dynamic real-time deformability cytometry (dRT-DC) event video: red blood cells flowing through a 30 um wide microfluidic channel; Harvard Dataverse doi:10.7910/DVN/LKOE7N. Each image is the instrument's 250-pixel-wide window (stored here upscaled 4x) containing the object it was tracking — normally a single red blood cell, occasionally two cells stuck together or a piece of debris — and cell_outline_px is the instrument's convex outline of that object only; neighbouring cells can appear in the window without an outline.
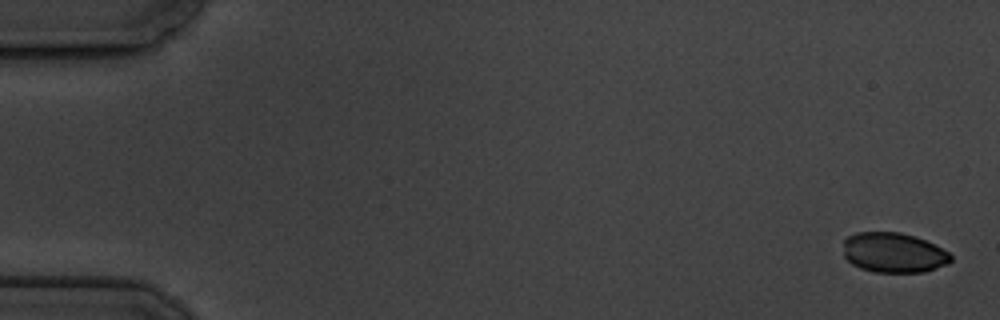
{"species": "common noctule bat (a hibernating species)", "species_latin": "Nyctalus noctula", "temperature_condition": "cold", "stored_images_in_passage": 5, "camera_frame_rate_fps": 3000, "um_per_image_px": 0.085, "animal": {"sex": "male", "body_mass_g": 19.5, "forearm_length_mm": 54.6}, "frame": {"image": 1, "passage_image": 1, "time_ms": 0.0, "image_size_px": [1000, 320], "cell_outline_px": [[952, 260], [948, 264], [924, 272], [876, 272], [860, 268], [852, 264], [844, 256], [844, 240], [848, 236], [856, 232], [900, 232], [916, 236], [948, 252], [952, 256]], "centroid_in_image_um": [75.95, 21.47], "position_along_channel_um": 9.1, "area_um2": 25.03}}
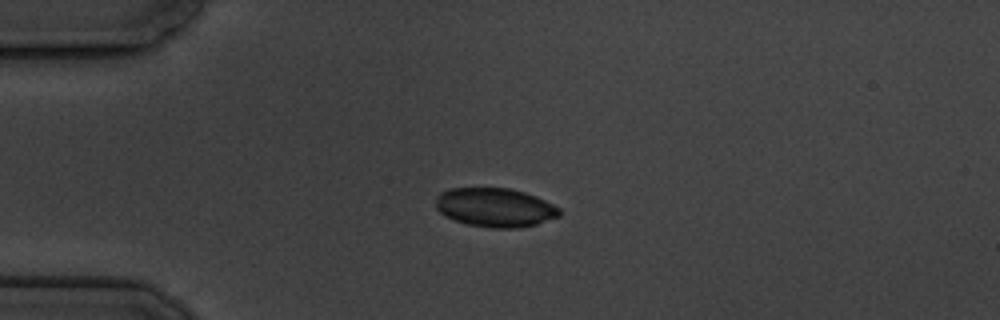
{"frame": {"image": 2, "passage_image": 4, "time_ms": 4.333, "image_size_px": [1000, 320], "cell_outline_px": [[560, 216], [536, 224], [520, 228], [488, 228], [464, 224], [444, 216], [436, 208], [436, 196], [440, 192], [448, 188], [512, 188], [536, 196], [560, 208]], "centroid_in_image_um": [42.05, 17.64], "position_along_channel_um": 42.9, "area_um2": 28.38}}